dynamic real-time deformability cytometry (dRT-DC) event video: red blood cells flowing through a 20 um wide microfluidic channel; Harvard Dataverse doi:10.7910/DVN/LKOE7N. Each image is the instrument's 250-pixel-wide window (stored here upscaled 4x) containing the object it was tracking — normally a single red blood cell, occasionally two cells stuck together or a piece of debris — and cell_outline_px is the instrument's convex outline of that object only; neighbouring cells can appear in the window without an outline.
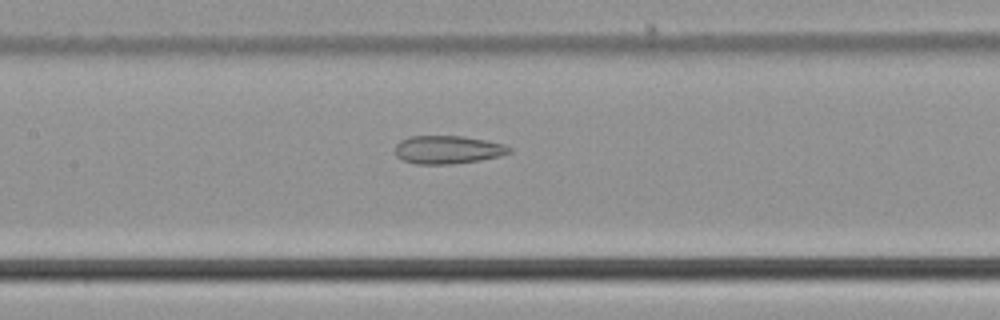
{"species": "common noctule bat (a hibernating species)", "species_latin": "Nyctalus noctula", "temperature_condition": "cold", "stored_images_in_passage": 20, "camera_frame_rate_fps": 3000, "um_per_image_px": 0.085, "animal": {"sex": "male", "body_mass_g": 21.5, "forearm_length_mm": 52.0}, "frame": {"image": 1, "passage_image": 15, "time_ms": 4.667, "image_size_px": [1000, 320], "cell_outline_px": [[512, 152], [500, 156], [480, 160], [448, 164], [416, 164], [404, 160], [396, 156], [396, 144], [400, 140], [408, 136], [464, 136], [504, 144], [512, 148]], "centroid_in_image_um": [38.06, 12.72], "position_along_channel_um": 169.3, "area_um2": 18.73}}